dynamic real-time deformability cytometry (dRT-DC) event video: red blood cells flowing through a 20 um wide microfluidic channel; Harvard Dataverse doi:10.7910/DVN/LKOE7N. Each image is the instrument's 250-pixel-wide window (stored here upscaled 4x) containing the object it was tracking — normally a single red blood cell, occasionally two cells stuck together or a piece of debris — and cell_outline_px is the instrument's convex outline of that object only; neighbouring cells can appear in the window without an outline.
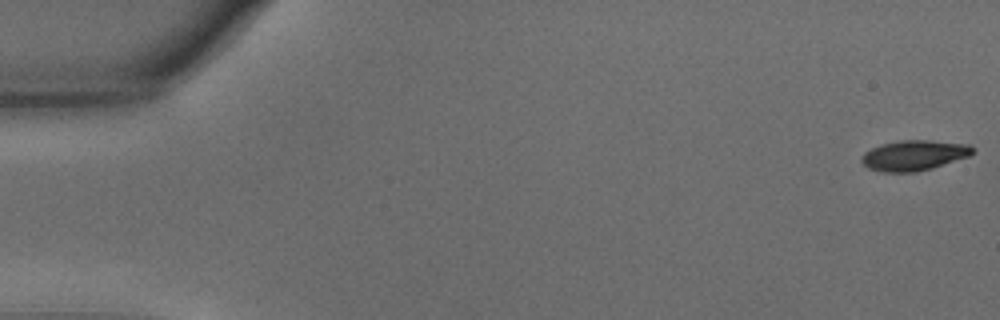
{"species": "common noctule bat (a hibernating species)", "species_latin": "Nyctalus noctula", "temperature_condition": "warm", "stored_images_in_passage": 57, "camera_frame_rate_fps": 3000, "um_per_image_px": 0.085, "animal": {"sex": "male", "body_mass_g": 15.6}, "frame": {"image": 1, "passage_image": 1, "time_ms": 0.0, "image_size_px": [1000, 320], "cell_outline_px": [[976, 152], [968, 156], [932, 168], [916, 172], [884, 172], [868, 168], [860, 160], [860, 156], [864, 152], [872, 148], [884, 144], [900, 140], [928, 140], [968, 144], [976, 148]], "centroid_in_image_um": [77.7, 13.2], "position_along_channel_um": 7.3, "area_um2": 19.59}}
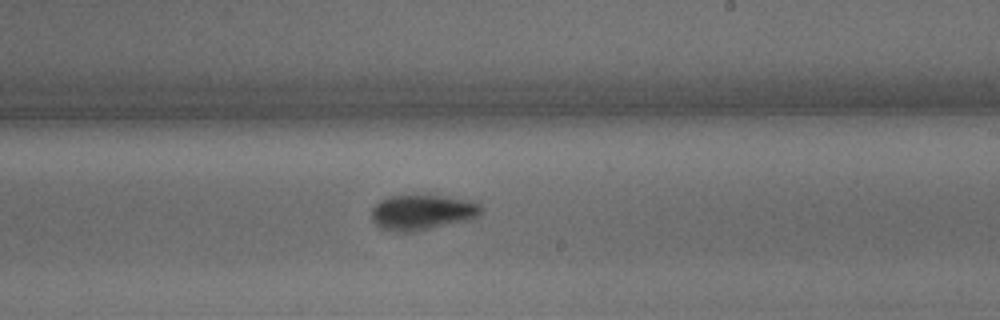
{"frame": {"image": 2, "passage_image": 34, "time_ms": 11.0, "image_size_px": [1000, 320], "cell_outline_px": [[484, 208], [476, 216], [464, 220], [420, 232], [392, 232], [380, 228], [372, 220], [372, 208], [380, 200], [388, 196], [428, 192], [476, 200]], "centroid_in_image_um": [35.9, 17.99], "position_along_channel_um": 253.1, "area_um2": 23.76}}
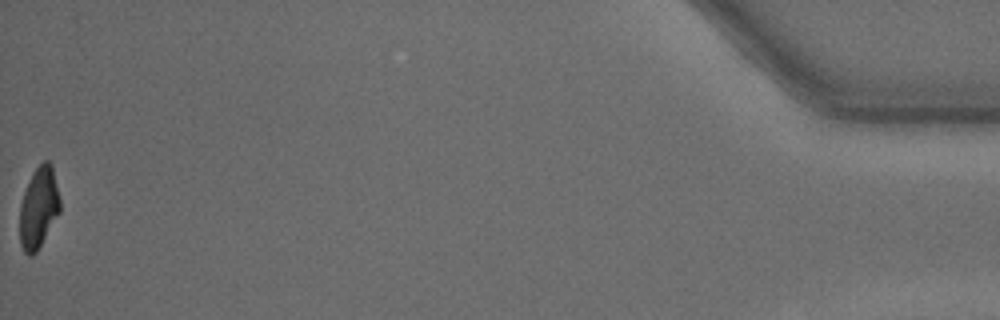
{"frame": {"image": 3, "passage_image": 57, "time_ms": 18.667, "image_size_px": [1000, 320], "cell_outline_px": [[60, 212], [36, 252], [32, 256], [28, 256], [24, 252], [20, 244], [20, 204], [24, 192], [32, 172], [44, 160], [48, 160], [52, 164], [60, 200]], "centroid_in_image_um": [3.28, 17.65], "position_along_channel_um": 431.9, "area_um2": 19.02}, "authors_computed_cell_mechanics": {"area_um2": 20.9236, "velocity_mm_per_s": 3.5953, "shape_relaxation_time_tau1_ms": 2.1665, "shape_relaxation_time_tau2_ms": 2.5295, "deformation_change_tau1": 0.1483, "deformation_change_tau2": 0.0827}}